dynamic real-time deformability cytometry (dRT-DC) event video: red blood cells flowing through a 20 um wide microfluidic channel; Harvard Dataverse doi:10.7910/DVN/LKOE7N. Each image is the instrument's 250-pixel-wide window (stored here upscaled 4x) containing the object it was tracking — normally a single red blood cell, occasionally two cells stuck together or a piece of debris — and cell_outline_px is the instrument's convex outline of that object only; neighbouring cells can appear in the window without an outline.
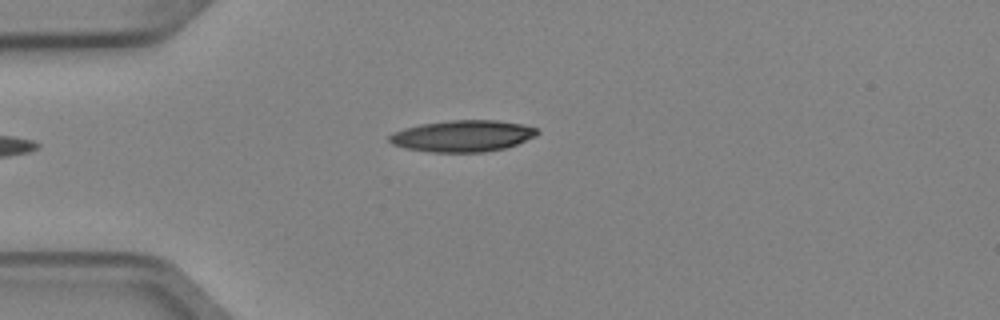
{"species": "Egyptian fruit bat (a non-hibernating species)", "species_latin": "Rousettus aegyptiacus", "temperature_condition": "cold", "stored_images_in_passage": 2, "camera_frame_rate_fps": 3000, "um_per_image_px": 0.085, "animal": {"sex": "female"}, "frame": {"image": 1, "passage_image": 2, "time_ms": 0.333, "image_size_px": [1000, 320], "cell_outline_px": [[540, 132], [536, 136], [516, 144], [504, 148], [484, 152], [432, 152], [404, 148], [392, 144], [388, 140], [388, 136], [392, 132], [404, 128], [420, 124], [452, 120], [496, 120], [520, 124], [536, 128]], "centroid_in_image_um": [39.29, 11.56], "position_along_channel_um": 45.7, "area_um2": 27.11}}